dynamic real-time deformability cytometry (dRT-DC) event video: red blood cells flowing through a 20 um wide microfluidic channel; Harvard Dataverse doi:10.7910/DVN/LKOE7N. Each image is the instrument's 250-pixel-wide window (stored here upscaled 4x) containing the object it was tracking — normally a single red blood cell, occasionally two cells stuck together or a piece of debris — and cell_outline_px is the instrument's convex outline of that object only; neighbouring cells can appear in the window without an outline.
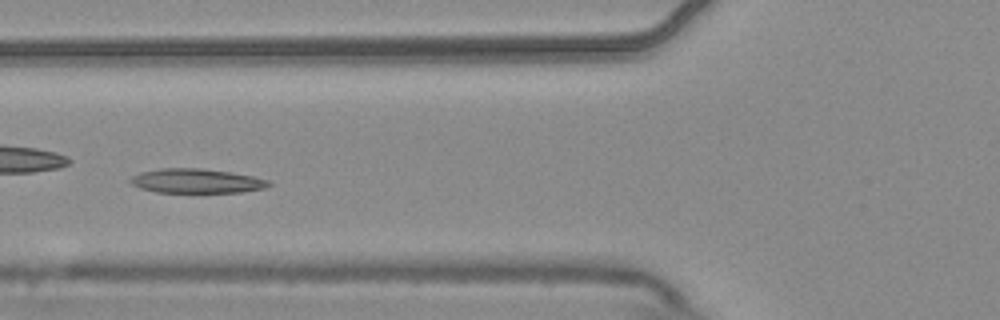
{"species": "common noctule bat (a hibernating species)", "species_latin": "Nyctalus noctula", "temperature_condition": "warm", "stored_images_in_passage": 8, "camera_frame_rate_fps": 3000, "um_per_image_px": 0.085, "animal": {"sex": "male", "body_mass_g": 20.4}, "frame": {"image": 1, "passage_image": 6, "time_ms": 1.667, "image_size_px": [1000, 320], "cell_outline_px": [[272, 184], [264, 188], [240, 192], [156, 192], [140, 188], [132, 184], [128, 180], [132, 176], [140, 172], [160, 168], [200, 168], [232, 172], [252, 176], [268, 180]], "centroid_in_image_um": [16.67, 15.37], "position_along_channel_um": 109.1, "area_um2": 19.59}}
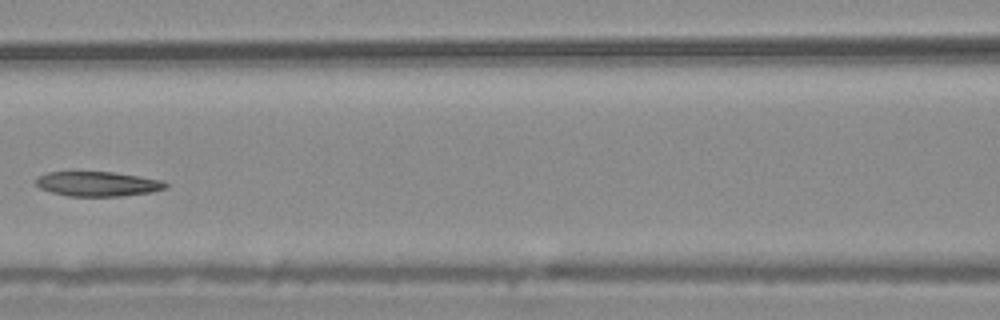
{"frame": {"image": 2, "passage_image": 7, "time_ms": 2.0, "image_size_px": [1000, 320], "cell_outline_px": [[168, 188], [152, 192], [120, 196], [68, 196], [52, 192], [40, 188], [36, 184], [36, 176], [48, 172], [112, 172], [164, 180], [168, 184]], "centroid_in_image_um": [8.33, 15.63], "position_along_channel_um": 158.3, "area_um2": 18.73}}
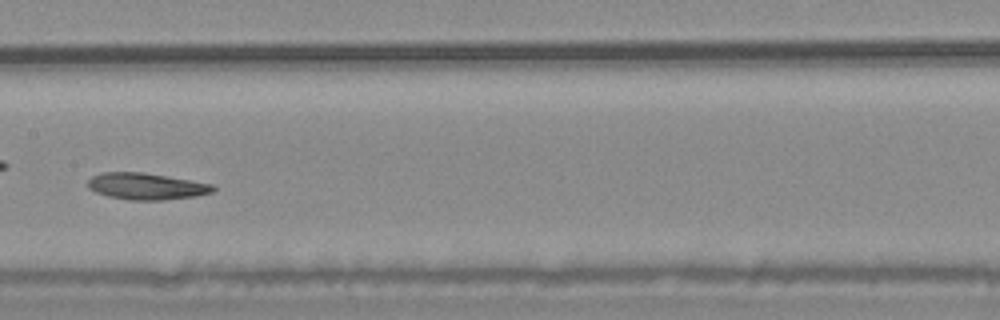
{"frame": {"image": 3, "passage_image": 8, "time_ms": 2.333, "image_size_px": [1000, 320], "cell_outline_px": [[216, 188], [212, 192], [196, 196], [164, 200], [128, 200], [108, 196], [96, 192], [88, 188], [88, 180], [92, 176], [104, 172], [144, 172], [216, 184]], "centroid_in_image_um": [12.48, 15.83], "position_along_channel_um": 194.9, "area_um2": 19.59}}